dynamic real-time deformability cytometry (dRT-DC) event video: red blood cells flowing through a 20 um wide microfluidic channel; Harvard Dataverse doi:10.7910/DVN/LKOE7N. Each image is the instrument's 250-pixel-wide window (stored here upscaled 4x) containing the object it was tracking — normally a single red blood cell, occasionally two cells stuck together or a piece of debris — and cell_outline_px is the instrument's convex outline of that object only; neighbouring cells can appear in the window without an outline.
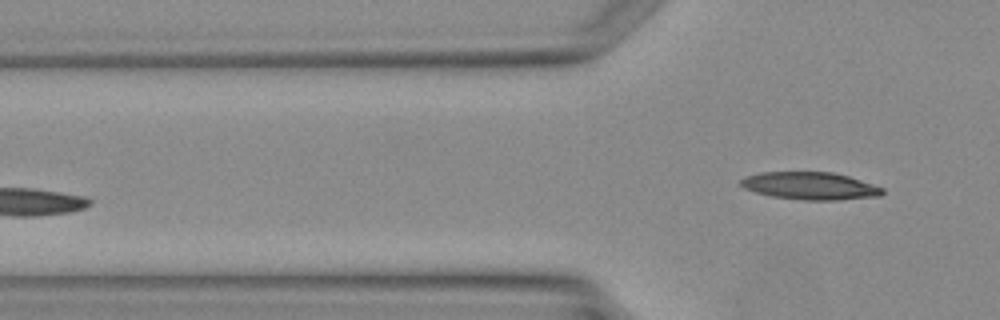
{"species": "Egyptian fruit bat (a non-hibernating species)", "species_latin": "Rousettus aegyptiacus", "temperature_condition": "warm", "stored_images_in_passage": 3, "camera_frame_rate_fps": 3000, "um_per_image_px": 0.085, "animal": {"sex": "female"}, "frame": {"image": 1, "passage_image": 3, "time_ms": 2.333, "image_size_px": [1000, 320], "cell_outline_px": [[884, 192], [880, 196], [840, 200], [804, 200], [772, 196], [756, 192], [744, 188], [740, 184], [740, 180], [744, 176], [760, 172], [832, 172], [848, 176], [884, 188]], "centroid_in_image_um": [68.86, 15.8], "position_along_channel_um": 56.9, "area_um2": 22.72}}